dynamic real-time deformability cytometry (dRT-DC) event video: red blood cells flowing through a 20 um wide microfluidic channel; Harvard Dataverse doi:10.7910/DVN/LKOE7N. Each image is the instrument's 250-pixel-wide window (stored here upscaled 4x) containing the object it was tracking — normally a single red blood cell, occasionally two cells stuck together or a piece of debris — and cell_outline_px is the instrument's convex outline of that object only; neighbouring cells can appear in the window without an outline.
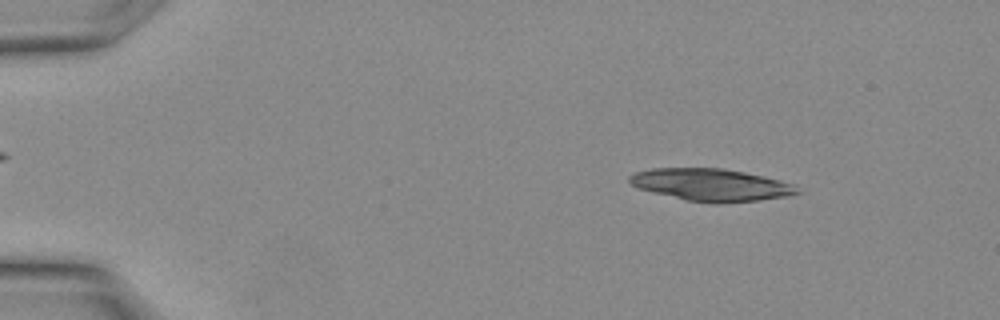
{"species": "Egyptian fruit bat (a non-hibernating species)", "species_latin": "Rousettus aegyptiacus", "temperature_condition": "warm", "stored_images_in_passage": 7, "camera_frame_rate_fps": 3000, "um_per_image_px": 0.085, "animal": {"sex": "female"}, "frame": {"image": 1, "passage_image": 2, "time_ms": 0.333, "image_size_px": [1000, 320], "cell_outline_px": [[804, 192], [788, 196], [760, 200], [716, 204], [712, 204], [684, 200], [640, 188], [632, 184], [628, 180], [628, 176], [636, 172], [652, 168], [720, 168], [744, 172], [764, 176], [796, 184]], "centroid_in_image_um": [60.52, 15.72], "position_along_channel_um": 24.5, "area_um2": 31.79}}